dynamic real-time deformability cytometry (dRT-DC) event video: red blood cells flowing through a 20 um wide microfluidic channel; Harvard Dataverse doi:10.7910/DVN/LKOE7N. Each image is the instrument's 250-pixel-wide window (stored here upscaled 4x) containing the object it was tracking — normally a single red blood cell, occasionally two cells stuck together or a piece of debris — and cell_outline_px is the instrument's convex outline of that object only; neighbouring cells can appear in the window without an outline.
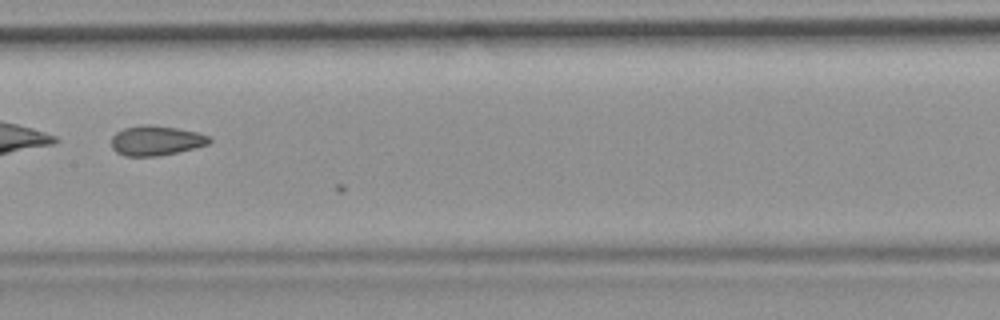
{"species": "common noctule bat (a hibernating species)", "species_latin": "Nyctalus noctula", "temperature_condition": "room temperature", "stored_images_in_passage": 28, "camera_frame_rate_fps": 3000, "um_per_image_px": 0.085, "animal": {"sex": "female", "body_mass_g": 19.9}, "frame": {"image": 1, "passage_image": 27, "time_ms": 8.667, "image_size_px": [1000, 320], "cell_outline_px": [[212, 140], [208, 144], [196, 148], [160, 156], [124, 156], [116, 152], [112, 148], [112, 136], [116, 132], [124, 128], [140, 124], [148, 124], [176, 128], [196, 132], [208, 136]], "centroid_in_image_um": [13.24, 11.95], "position_along_channel_um": 194.2, "area_um2": 17.11}}